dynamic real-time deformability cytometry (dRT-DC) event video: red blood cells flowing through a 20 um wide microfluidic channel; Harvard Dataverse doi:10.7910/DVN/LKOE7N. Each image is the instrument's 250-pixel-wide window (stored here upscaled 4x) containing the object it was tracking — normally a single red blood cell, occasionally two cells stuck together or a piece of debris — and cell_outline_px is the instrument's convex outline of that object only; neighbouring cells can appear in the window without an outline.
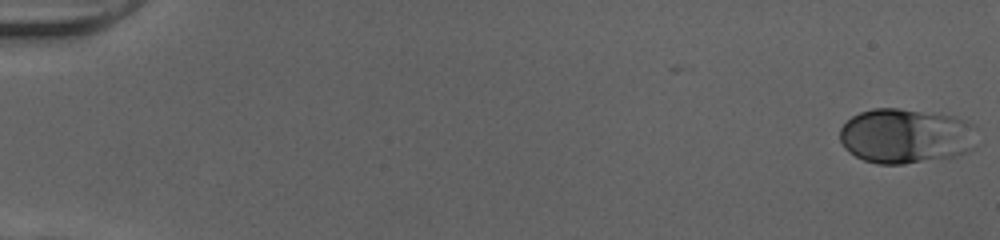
{"species": "human", "species_latin": "Homo sapiens", "temperature_condition": "cold", "stored_images_in_passage": 50, "camera_frame_rate_fps": 3000, "um_per_image_px": 0.085, "donor": {"sex": "female"}, "frame": {"image": 1, "passage_image": 1, "time_ms": 0.0, "image_size_px": [1000, 240], "cell_outline_px": [[972, 148], [964, 152], [952, 156], [904, 164], [876, 164], [864, 160], [848, 152], [844, 148], [840, 140], [840, 128], [852, 116], [860, 112], [872, 108], [896, 108], [956, 116], [972, 124]], "centroid_in_image_um": [76.9, 11.55], "position_along_channel_um": 8.1, "area_um2": 43.41}}
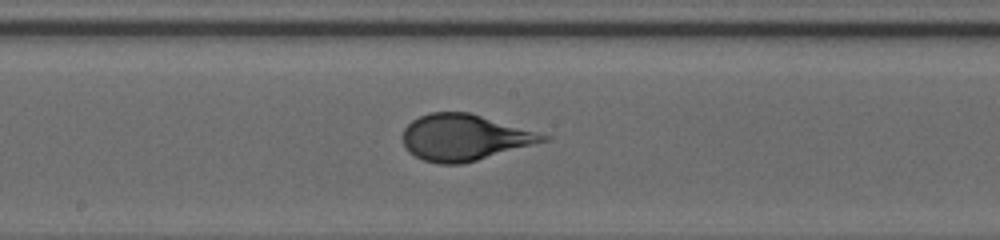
{"frame": {"image": 2, "passage_image": 29, "time_ms": 9.333, "image_size_px": [1000, 240], "cell_outline_px": [[552, 136], [548, 140], [464, 164], [440, 164], [424, 160], [408, 152], [404, 144], [404, 128], [412, 120], [428, 112], [468, 112]], "centroid_in_image_um": [39.46, 11.69], "position_along_channel_um": 208.7, "area_um2": 37.51}}
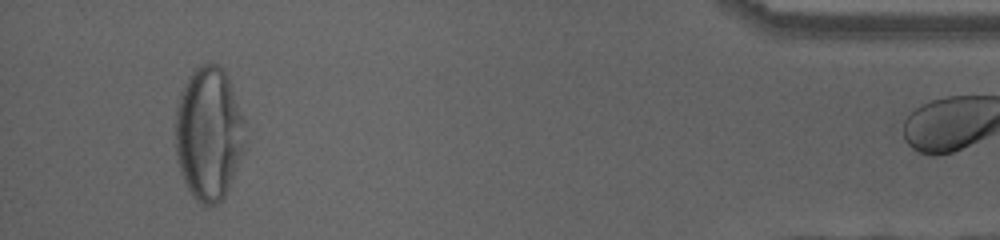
{"frame": {"image": 3, "passage_image": 49, "time_ms": 16.0, "image_size_px": [1000, 240], "cell_outline_px": [[244, 120], [240, 152], [228, 188], [224, 196], [216, 204], [200, 204], [192, 196], [184, 180], [176, 160], [176, 108], [180, 92], [188, 76], [196, 68], [208, 60], [220, 64], [224, 68]], "centroid_in_image_um": [17.68, 11.28], "position_along_channel_um": 417.5, "area_um2": 53.29}}